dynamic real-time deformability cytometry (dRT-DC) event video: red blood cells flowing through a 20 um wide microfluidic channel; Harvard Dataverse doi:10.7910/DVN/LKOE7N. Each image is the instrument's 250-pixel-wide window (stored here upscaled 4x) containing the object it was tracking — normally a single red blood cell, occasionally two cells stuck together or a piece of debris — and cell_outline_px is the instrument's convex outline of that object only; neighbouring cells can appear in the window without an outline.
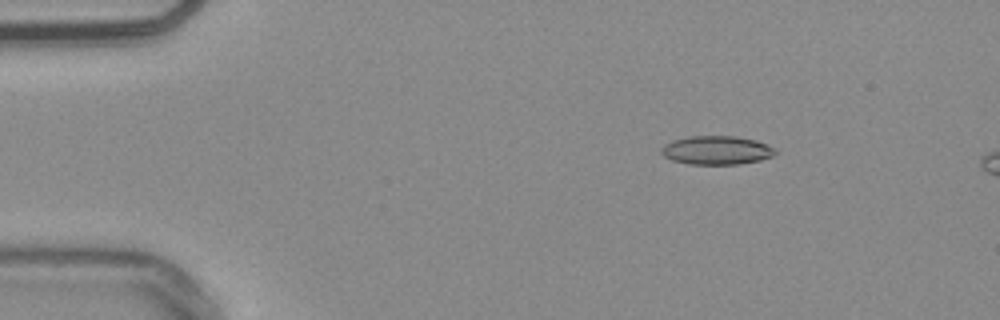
{"species": "common noctule bat (a hibernating species)", "species_latin": "Nyctalus noctula", "temperature_condition": "warm", "stored_images_in_passage": 13, "camera_frame_rate_fps": 3000, "um_per_image_px": 0.085, "animal": {"sex": "male", "body_mass_g": 20.4}, "frame": {"image": 1, "passage_image": 8, "time_ms": 2.333, "image_size_px": [1000, 320], "cell_outline_px": [[776, 152], [772, 156], [760, 160], [740, 164], [688, 164], [672, 160], [664, 156], [660, 152], [660, 148], [664, 144], [672, 140], [688, 136], [736, 136], [756, 140], [768, 144]], "centroid_in_image_um": [60.87, 12.76], "position_along_channel_um": 24.1, "area_um2": 19.13}}